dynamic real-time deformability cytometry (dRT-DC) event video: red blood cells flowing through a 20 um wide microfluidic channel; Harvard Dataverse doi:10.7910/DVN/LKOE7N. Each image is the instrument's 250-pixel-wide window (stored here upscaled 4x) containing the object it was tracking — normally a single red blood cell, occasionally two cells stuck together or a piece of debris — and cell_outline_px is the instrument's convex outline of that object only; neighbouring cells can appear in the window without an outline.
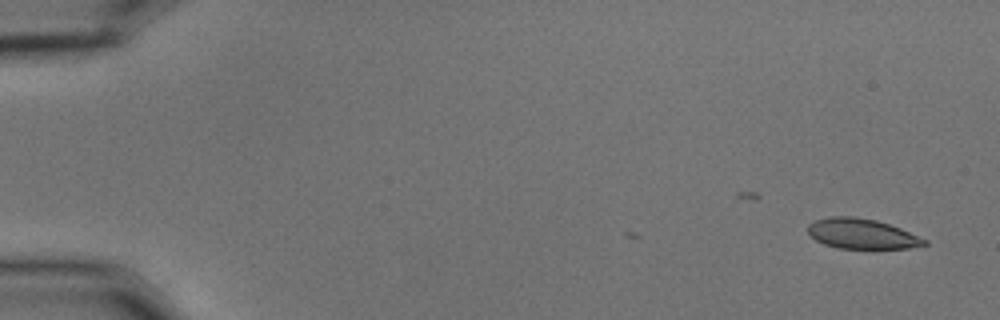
{"species": "common noctule bat (a hibernating species)", "species_latin": "Nyctalus noctula", "temperature_condition": "cold", "stored_images_in_passage": 3, "camera_frame_rate_fps": 3000, "um_per_image_px": 0.085, "animal": {"sex": "male", "body_mass_g": 15.6}, "frame": {"image": 1, "passage_image": 3, "time_ms": 0.667, "image_size_px": [1000, 320], "cell_outline_px": [[928, 244], [908, 248], [836, 248], [824, 244], [816, 240], [808, 232], [808, 224], [816, 220], [828, 216], [852, 216], [876, 220], [900, 228], [928, 240]], "centroid_in_image_um": [73.24, 19.86], "position_along_channel_um": 11.8, "area_um2": 20.35}}